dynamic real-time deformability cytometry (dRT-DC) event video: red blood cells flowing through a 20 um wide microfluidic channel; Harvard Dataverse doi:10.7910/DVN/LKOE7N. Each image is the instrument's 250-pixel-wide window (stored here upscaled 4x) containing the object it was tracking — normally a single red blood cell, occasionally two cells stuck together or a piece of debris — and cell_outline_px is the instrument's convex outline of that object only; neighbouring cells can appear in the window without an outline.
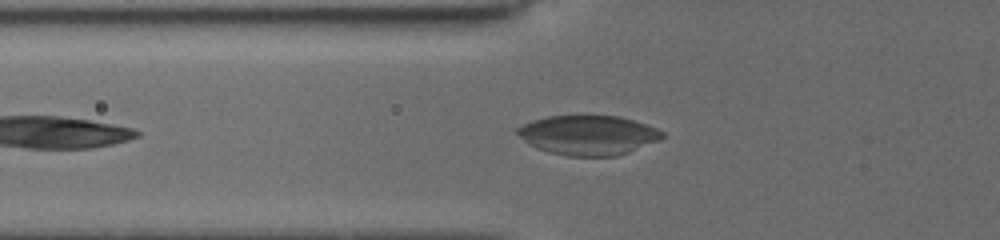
{"species": "common noctule bat (a hibernating species)", "species_latin": "Nyctalus noctula", "temperature_condition": "cold", "stored_images_in_passage": 30, "camera_frame_rate_fps": 3000, "um_per_image_px": 0.085, "animal": {"sex": "female", "body_mass_g": 19.5, "forearm_length_mm": 54.1}, "frame": {"image": 1, "passage_image": 5, "time_ms": 1.667, "image_size_px": [1000, 240], "cell_outline_px": [[664, 136], [660, 140], [628, 152], [616, 156], [568, 156], [548, 152], [536, 148], [528, 144], [516, 132], [516, 128], [532, 120], [548, 116], [620, 116], [656, 128], [664, 132]], "centroid_in_image_um": [49.98, 11.49], "position_along_channel_um": 75.8, "area_um2": 33.29}}
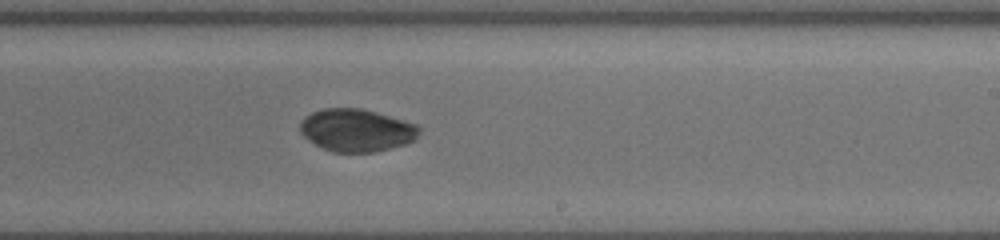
{"frame": {"image": 2, "passage_image": 17, "time_ms": 6.333, "image_size_px": [1000, 240], "cell_outline_px": [[420, 132], [412, 140], [404, 144], [376, 152], [332, 152], [316, 144], [304, 136], [300, 132], [300, 120], [304, 116], [312, 112], [324, 108], [360, 108], [416, 124], [420, 128]], "centroid_in_image_um": [30.26, 11.07], "position_along_channel_um": 258.7, "area_um2": 29.25}}
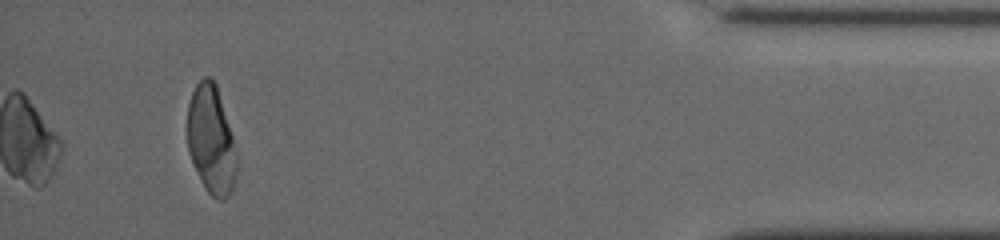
{"frame": {"image": 3, "passage_image": 30, "time_ms": 11.667, "image_size_px": [1000, 240], "cell_outline_px": [[236, 172], [232, 192], [224, 200], [216, 200], [204, 188], [200, 180], [188, 152], [188, 104], [192, 92], [196, 84], [204, 76], [212, 76], [216, 84], [232, 136], [236, 152]], "centroid_in_image_um": [17.94, 11.91], "position_along_channel_um": 417.3, "area_um2": 31.1}}